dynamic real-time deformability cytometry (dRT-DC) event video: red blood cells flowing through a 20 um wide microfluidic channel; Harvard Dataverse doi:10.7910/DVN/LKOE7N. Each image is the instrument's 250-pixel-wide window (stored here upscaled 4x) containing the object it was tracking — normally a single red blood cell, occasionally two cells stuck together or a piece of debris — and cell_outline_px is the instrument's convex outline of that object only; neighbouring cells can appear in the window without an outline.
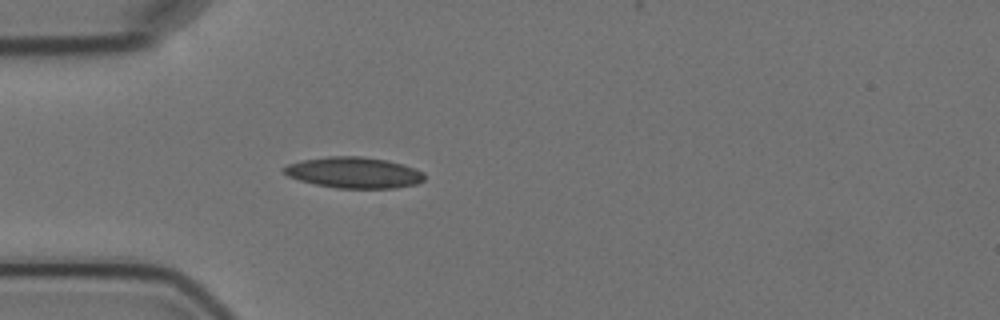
{"species": "Egyptian fruit bat (a non-hibernating species)", "species_latin": "Rousettus aegyptiacus", "temperature_condition": "cold", "stored_images_in_passage": 2, "camera_frame_rate_fps": 3000, "um_per_image_px": 0.085, "animal": {"sex": "female"}, "frame": {"image": 1, "passage_image": 1, "time_ms": 0.0, "image_size_px": [1000, 320], "cell_outline_px": [[424, 180], [416, 184], [396, 188], [336, 188], [316, 184], [300, 180], [288, 176], [280, 168], [288, 164], [304, 160], [328, 156], [360, 156], [388, 160], [404, 164], [416, 168], [424, 172]], "centroid_in_image_um": [30.11, 14.66], "position_along_channel_um": 54.9, "area_um2": 25.49}}